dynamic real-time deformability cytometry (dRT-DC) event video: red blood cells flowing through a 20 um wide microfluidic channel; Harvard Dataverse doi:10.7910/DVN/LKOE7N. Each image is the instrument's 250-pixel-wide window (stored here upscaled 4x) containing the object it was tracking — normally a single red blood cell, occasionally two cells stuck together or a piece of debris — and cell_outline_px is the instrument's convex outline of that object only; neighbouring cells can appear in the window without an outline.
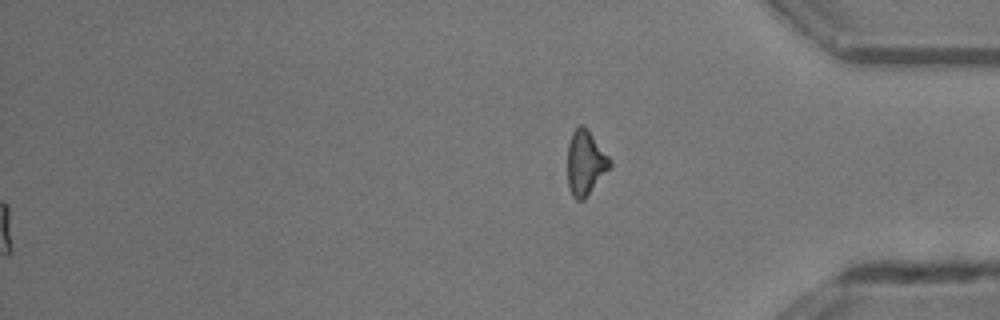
{"species": "common noctule bat (a hibernating species)", "species_latin": "Nyctalus noctula", "temperature_condition": "room temperature", "stored_images_in_passage": 34, "segment_of_instrument_passage": [2, 2], "camera_frame_rate_fps": 3000, "um_per_image_px": 0.085, "animal": {"sex": "male", "body_mass_g": 13.3}, "frame": {"image": 1, "passage_image": 34, "time_ms": 11.0, "image_size_px": [1000, 320], "cell_outline_px": [[612, 164], [584, 200], [576, 200], [572, 196], [568, 184], [568, 144], [572, 132], [580, 124], [588, 132], [612, 160]], "centroid_in_image_um": [49.74, 13.88], "position_along_channel_um": 385.5, "area_um2": 15.49}}